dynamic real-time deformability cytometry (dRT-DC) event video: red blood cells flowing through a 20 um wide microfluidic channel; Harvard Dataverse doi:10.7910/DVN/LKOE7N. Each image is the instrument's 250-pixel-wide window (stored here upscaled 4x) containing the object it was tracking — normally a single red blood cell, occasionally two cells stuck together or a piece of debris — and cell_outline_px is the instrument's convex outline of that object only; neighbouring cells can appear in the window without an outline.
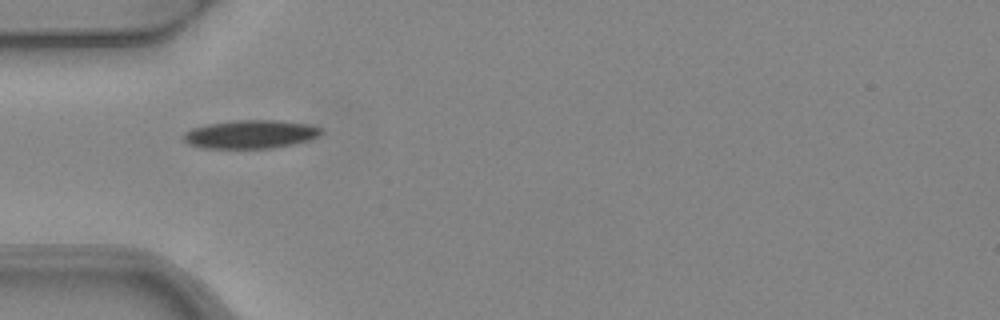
{"species": "common noctule bat (a hibernating species)", "species_latin": "Nyctalus noctula", "temperature_condition": "warm", "stored_images_in_passage": 5, "camera_frame_rate_fps": 3000, "um_per_image_px": 0.085, "animal": {"sex": "female", "body_mass_g": 24.6, "forearm_length_mm": 56.2}, "frame": {"image": 1, "passage_image": 2, "time_ms": 0.333, "image_size_px": [1000, 320], "cell_outline_px": [[324, 132], [308, 140], [276, 148], [200, 148], [188, 144], [180, 140], [180, 136], [184, 132], [192, 128], [208, 124], [232, 120], [280, 120], [308, 124], [320, 128]], "centroid_in_image_um": [21.22, 11.41], "position_along_channel_um": 63.8, "area_um2": 23.06}}
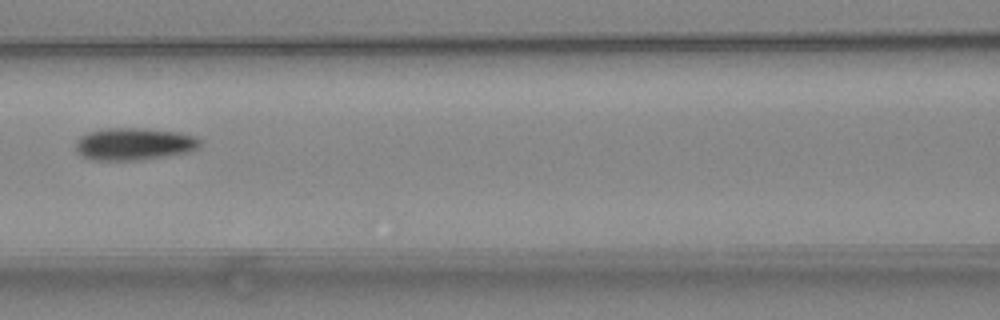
{"frame": {"image": 2, "passage_image": 4, "time_ms": 1.0, "image_size_px": [1000, 320], "cell_outline_px": [[200, 148], [188, 152], [140, 160], [92, 160], [80, 156], [76, 152], [76, 140], [80, 136], [88, 132], [104, 128], [144, 128], [180, 132], [196, 136], [200, 140]], "centroid_in_image_um": [11.38, 12.23], "position_along_channel_um": 155.2, "area_um2": 23.7}}
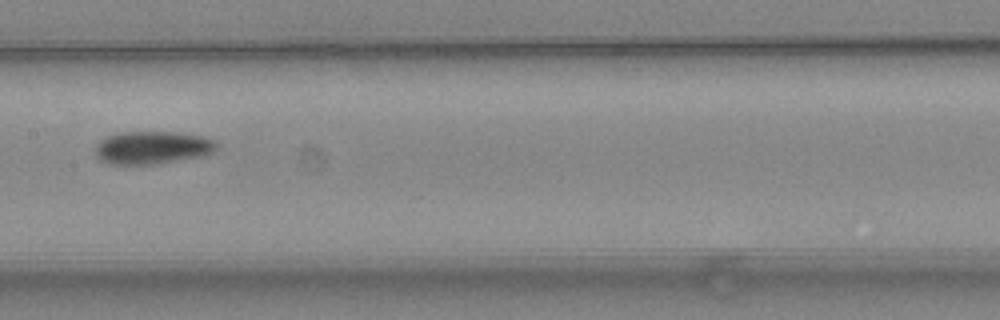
{"frame": {"image": 3, "passage_image": 5, "time_ms": 1.333, "image_size_px": [1000, 320], "cell_outline_px": [[220, 148], [212, 152], [200, 156], [156, 164], [108, 164], [100, 160], [96, 156], [92, 148], [104, 136], [120, 132], [180, 132], [204, 136], [216, 140]], "centroid_in_image_um": [12.92, 12.53], "position_along_channel_um": 194.5, "area_um2": 23.7}}